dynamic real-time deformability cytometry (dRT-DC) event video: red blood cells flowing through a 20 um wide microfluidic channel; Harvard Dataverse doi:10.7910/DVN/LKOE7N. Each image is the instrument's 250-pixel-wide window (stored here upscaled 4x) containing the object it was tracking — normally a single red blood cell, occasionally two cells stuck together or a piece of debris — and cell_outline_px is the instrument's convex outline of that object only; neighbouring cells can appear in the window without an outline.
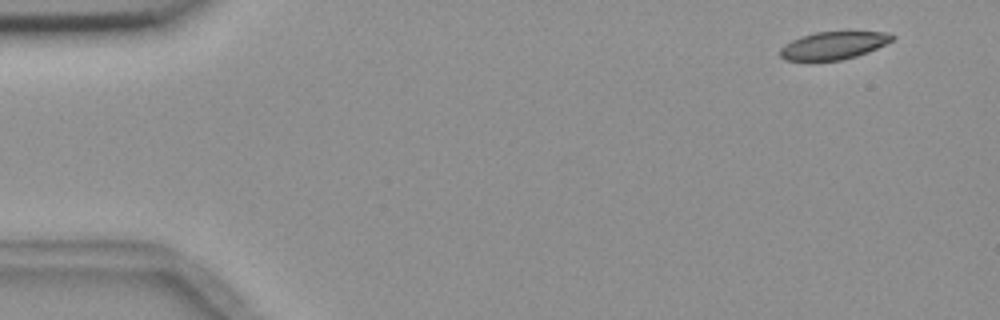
{"species": "common noctule bat (a hibernating species)", "species_latin": "Nyctalus noctula", "temperature_condition": "room temperature", "stored_images_in_passage": 4, "camera_frame_rate_fps": 3000, "um_per_image_px": 0.085, "animal": {"sex": "female", "body_mass_g": 18.4}, "frame": {"image": 1, "passage_image": 1, "time_ms": 0.0, "image_size_px": [1000, 320], "cell_outline_px": [[896, 36], [892, 40], [868, 52], [856, 56], [840, 60], [784, 60], [780, 56], [780, 48], [784, 44], [800, 36], [816, 32], [884, 32]], "centroid_in_image_um": [70.8, 3.86], "position_along_channel_um": 14.2, "area_um2": 17.86}}